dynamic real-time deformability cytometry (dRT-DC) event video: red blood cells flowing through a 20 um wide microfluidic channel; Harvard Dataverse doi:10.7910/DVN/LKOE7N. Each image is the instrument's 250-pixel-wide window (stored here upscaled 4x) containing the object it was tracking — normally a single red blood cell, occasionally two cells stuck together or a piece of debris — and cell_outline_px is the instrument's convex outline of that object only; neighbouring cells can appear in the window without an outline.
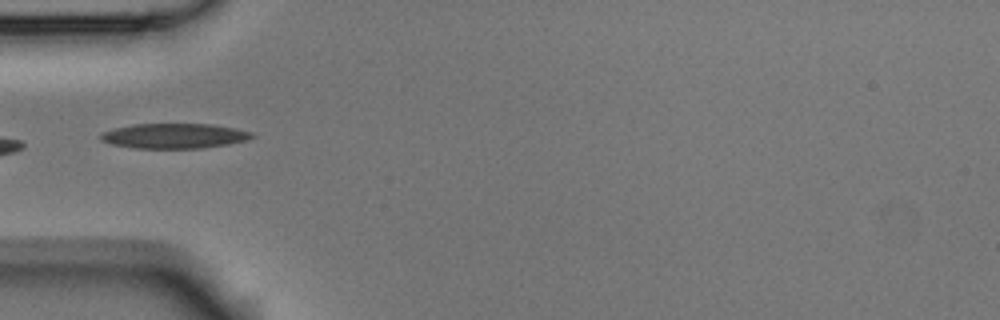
{"species": "Egyptian fruit bat (a non-hibernating species)", "species_latin": "Rousettus aegyptiacus", "temperature_condition": "room temperature", "stored_images_in_passage": 5, "camera_frame_rate_fps": 3000, "um_per_image_px": 0.085, "animal": {"sex": "male"}, "frame": {"image": 1, "passage_image": 5, "time_ms": 1.333, "image_size_px": [1000, 320], "cell_outline_px": [[256, 136], [248, 140], [228, 144], [200, 148], [132, 148], [112, 144], [100, 140], [100, 132], [132, 124], [212, 124], [252, 132]], "centroid_in_image_um": [14.79, 11.55], "position_along_channel_um": 70.2, "area_um2": 22.02}}